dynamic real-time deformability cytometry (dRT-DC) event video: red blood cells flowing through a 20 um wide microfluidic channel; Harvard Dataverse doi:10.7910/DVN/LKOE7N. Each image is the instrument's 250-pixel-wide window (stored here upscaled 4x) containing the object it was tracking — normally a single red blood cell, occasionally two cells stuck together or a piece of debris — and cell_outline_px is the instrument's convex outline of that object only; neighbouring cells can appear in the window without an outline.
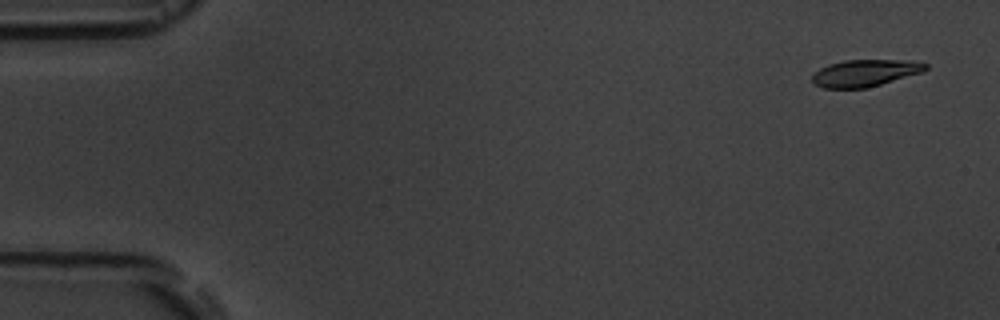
{"species": "common noctule bat (a hibernating species)", "species_latin": "Nyctalus noctula", "temperature_condition": "room temperature", "stored_images_in_passage": 5, "camera_frame_rate_fps": 3000, "um_per_image_px": 0.085, "animal": {"sex": "male", "body_mass_g": 19.5, "forearm_length_mm": 54.6}, "frame": {"image": 1, "passage_image": 1, "time_ms": 0.0, "image_size_px": [1000, 320], "cell_outline_px": [[928, 68], [924, 72], [880, 84], [864, 88], [824, 88], [812, 84], [812, 76], [820, 68], [828, 64], [844, 60], [912, 60], [928, 64]], "centroid_in_image_um": [73.54, 6.2], "position_along_channel_um": 11.5, "area_um2": 17.86}}
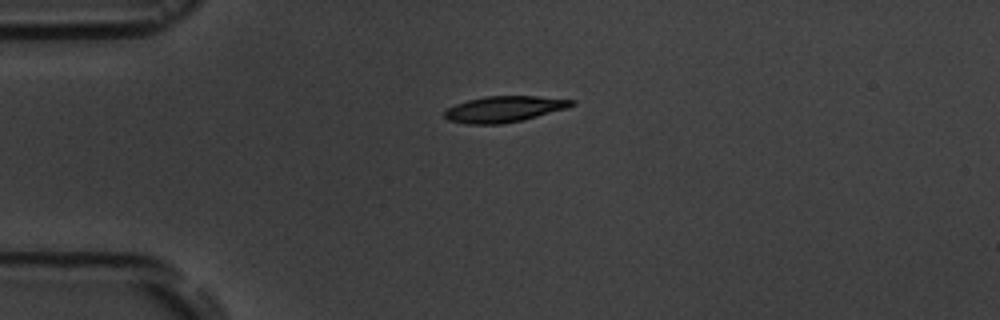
{"frame": {"image": 2, "passage_image": 4, "time_ms": 3.667, "image_size_px": [1000, 320], "cell_outline_px": [[576, 104], [564, 108], [524, 120], [504, 124], [468, 124], [448, 120], [444, 116], [444, 112], [448, 108], [456, 104], [468, 100], [484, 96], [536, 96], [576, 100]], "centroid_in_image_um": [42.84, 9.27], "position_along_channel_um": 42.2, "area_um2": 19.19}}